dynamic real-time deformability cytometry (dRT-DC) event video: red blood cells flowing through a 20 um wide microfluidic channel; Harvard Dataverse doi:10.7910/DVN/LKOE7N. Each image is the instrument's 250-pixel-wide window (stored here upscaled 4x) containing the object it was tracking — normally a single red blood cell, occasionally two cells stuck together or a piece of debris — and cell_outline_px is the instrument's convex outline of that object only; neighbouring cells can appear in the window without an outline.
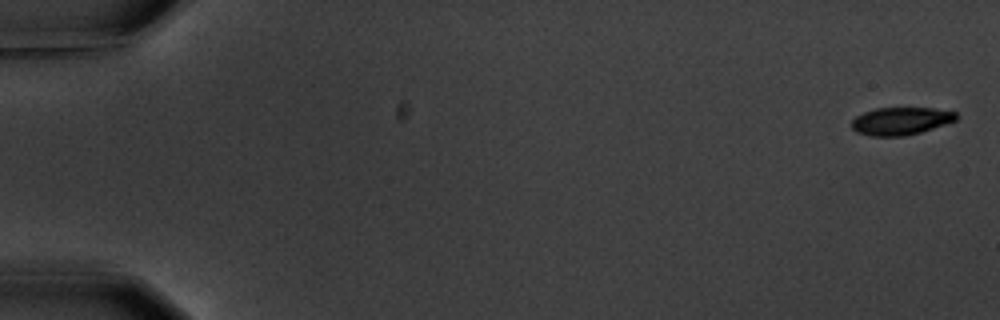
{"species": "common noctule bat (a hibernating species)", "species_latin": "Nyctalus noctula", "temperature_condition": "warm", "stored_images_in_passage": 5, "camera_frame_rate_fps": 3000, "um_per_image_px": 0.085, "animal": {"sex": "male", "body_mass_g": 20.1, "forearm_length_mm": 53.5}, "frame": {"image": 1, "passage_image": 1, "time_ms": 0.0, "image_size_px": [1000, 320], "cell_outline_px": [[956, 120], [920, 132], [904, 136], [872, 136], [856, 132], [852, 128], [852, 120], [856, 116], [864, 112], [876, 108], [932, 108], [956, 112]], "centroid_in_image_um": [76.53, 10.28], "position_along_channel_um": 8.5, "area_um2": 16.65}}
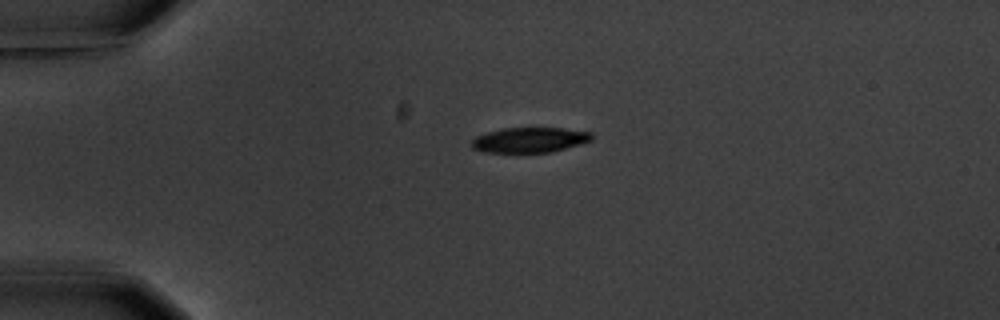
{"frame": {"image": 2, "passage_image": 4, "time_ms": 4.333, "image_size_px": [1000, 320], "cell_outline_px": [[592, 140], [580, 144], [552, 152], [484, 152], [472, 148], [472, 140], [476, 136], [488, 132], [504, 128], [564, 128], [592, 132]], "centroid_in_image_um": [45.04, 11.89], "position_along_channel_um": 40.0, "area_um2": 17.51}}